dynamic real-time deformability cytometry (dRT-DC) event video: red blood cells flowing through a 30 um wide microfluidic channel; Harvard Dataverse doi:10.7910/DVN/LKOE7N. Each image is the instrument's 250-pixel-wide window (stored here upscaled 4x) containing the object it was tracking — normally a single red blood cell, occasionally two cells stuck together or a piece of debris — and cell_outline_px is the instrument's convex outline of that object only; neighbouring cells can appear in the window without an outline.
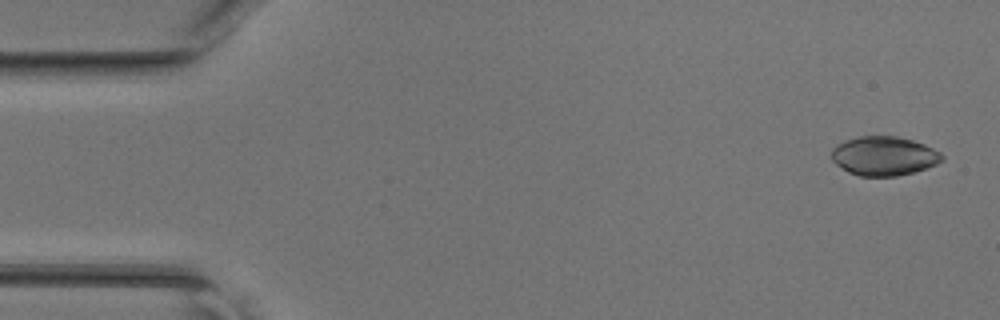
{"species": "common noctule bat (a hibernating species)", "species_latin": "Nyctalus noctula", "temperature_condition": "room temperature", "stored_images_in_passage": 46, "camera_frame_rate_fps": 3000, "um_per_image_px": 0.085, "animal": {"sex": "female", "body_mass_g": 17.0, "forearm_length_mm": 48.0}, "frame": {"image": 1, "passage_image": 2, "time_ms": 0.333, "image_size_px": [1000, 320], "cell_outline_px": [[944, 160], [928, 168], [896, 176], [860, 176], [848, 172], [836, 164], [832, 160], [832, 148], [836, 144], [844, 140], [860, 136], [896, 136], [912, 140], [924, 144], [940, 152], [944, 156]], "centroid_in_image_um": [75.13, 13.25], "position_along_channel_um": 9.9, "area_um2": 25.26}}
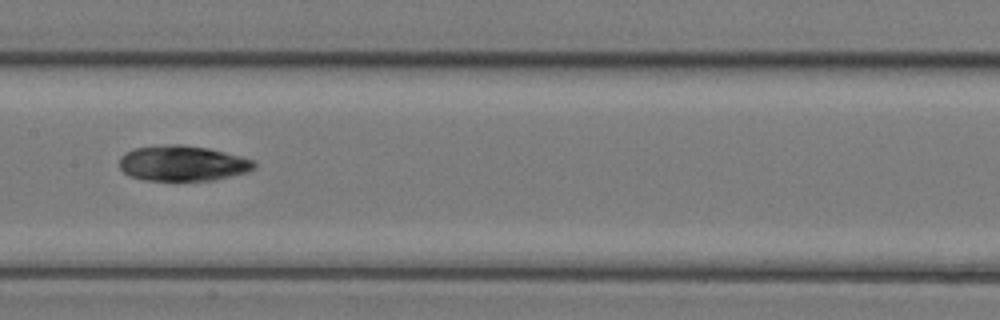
{"frame": {"image": 2, "passage_image": 23, "time_ms": 7.333, "image_size_px": [1000, 320], "cell_outline_px": [[256, 168], [248, 172], [212, 180], [144, 180], [132, 176], [124, 172], [120, 168], [120, 156], [124, 152], [132, 148], [168, 144], [180, 144], [208, 148], [240, 156], [252, 160], [256, 164]], "centroid_in_image_um": [15.5, 13.87], "position_along_channel_um": 191.9, "area_um2": 27.8}}
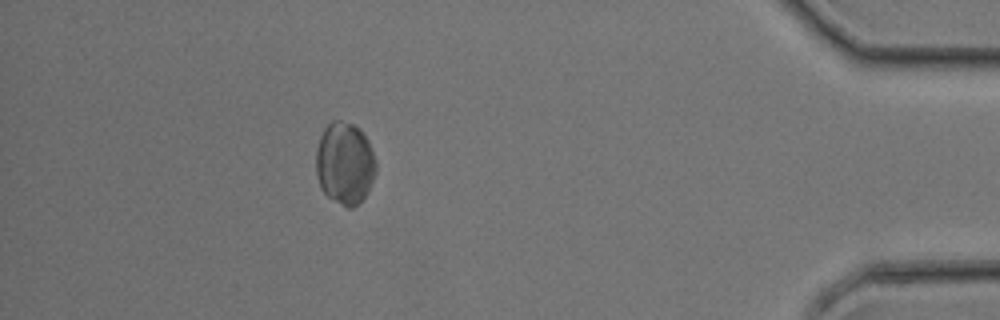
{"frame": {"image": 3, "passage_image": 41, "time_ms": 13.333, "image_size_px": [1000, 320], "cell_outline_px": [[376, 172], [360, 204], [352, 208], [348, 208], [340, 204], [328, 196], [324, 192], [316, 176], [316, 148], [320, 136], [324, 128], [332, 120], [340, 120], [352, 124], [360, 128], [368, 140], [376, 160]], "centroid_in_image_um": [29.3, 13.86], "position_along_channel_um": 405.9, "area_um2": 28.84}}